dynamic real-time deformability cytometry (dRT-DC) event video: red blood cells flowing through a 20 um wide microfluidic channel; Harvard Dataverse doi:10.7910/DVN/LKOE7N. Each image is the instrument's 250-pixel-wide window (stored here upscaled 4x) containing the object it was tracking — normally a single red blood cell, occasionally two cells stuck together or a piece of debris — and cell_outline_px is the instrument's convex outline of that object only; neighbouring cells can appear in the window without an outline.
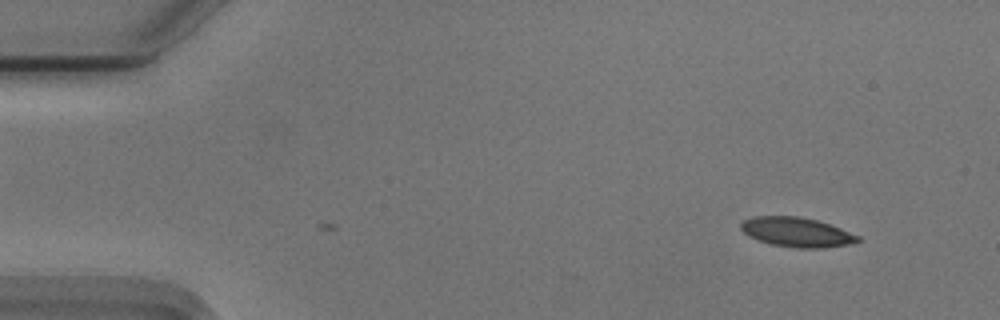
{"species": "Egyptian fruit bat (a non-hibernating species)", "species_latin": "Rousettus aegyptiacus", "temperature_condition": "cold", "stored_images_in_passage": 5, "camera_frame_rate_fps": 3000, "um_per_image_px": 0.085, "animal": {"sex": "male"}, "frame": {"image": 1, "passage_image": 5, "time_ms": 1.333, "image_size_px": [1000, 320], "cell_outline_px": [[860, 240], [848, 244], [824, 248], [796, 248], [772, 244], [748, 236], [740, 228], [740, 224], [744, 220], [756, 216], [800, 216], [816, 220], [840, 228], [860, 236]], "centroid_in_image_um": [67.71, 19.73], "position_along_channel_um": 17.3, "area_um2": 19.94}}